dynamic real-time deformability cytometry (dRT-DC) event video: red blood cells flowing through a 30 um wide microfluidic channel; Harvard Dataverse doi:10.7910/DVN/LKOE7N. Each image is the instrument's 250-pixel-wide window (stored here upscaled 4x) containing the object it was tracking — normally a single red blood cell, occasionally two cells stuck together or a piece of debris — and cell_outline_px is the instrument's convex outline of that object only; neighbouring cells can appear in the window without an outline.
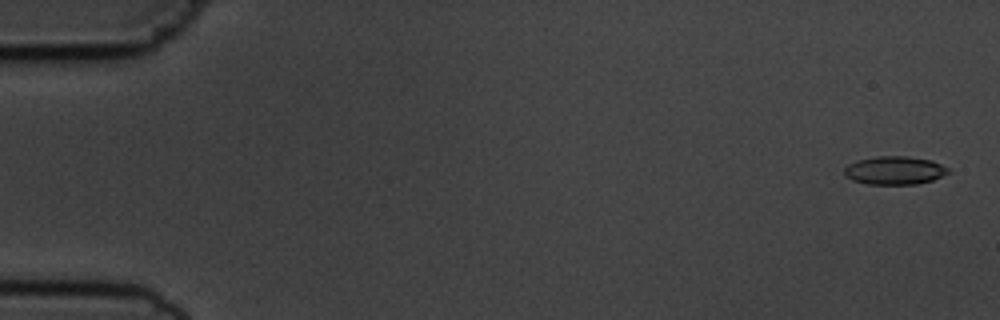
{"species": "common noctule bat (a hibernating species)", "species_latin": "Nyctalus noctula", "temperature_condition": "cold", "stored_images_in_passage": 5, "camera_frame_rate_fps": 3000, "um_per_image_px": 0.085, "animal": {"sex": "male", "body_mass_g": 19.5, "forearm_length_mm": 54.6}, "frame": {"image": 1, "passage_image": 1, "time_ms": 0.0, "image_size_px": [1000, 320], "cell_outline_px": [[952, 172], [932, 180], [916, 184], [868, 184], [852, 180], [844, 176], [844, 168], [848, 164], [856, 160], [876, 156], [908, 156], [932, 160], [948, 168]], "centroid_in_image_um": [76.03, 14.48], "position_along_channel_um": 9.0, "area_um2": 17.28}}
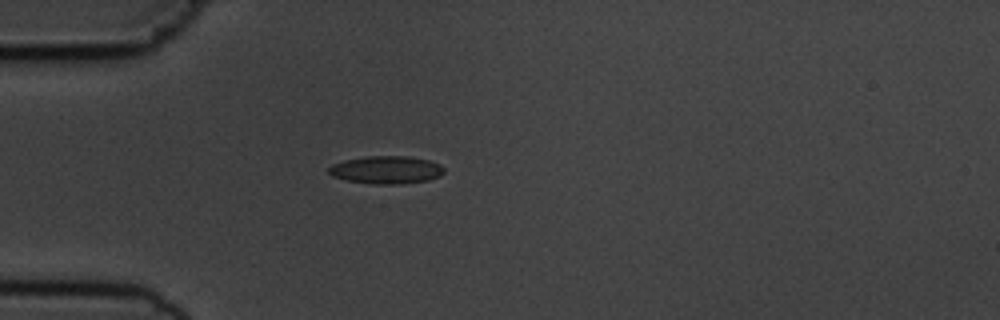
{"frame": {"image": 2, "passage_image": 5, "time_ms": 4.667, "image_size_px": [1000, 320], "cell_outline_px": [[444, 172], [440, 176], [428, 180], [400, 184], [372, 184], [348, 180], [332, 176], [328, 172], [328, 168], [332, 164], [344, 160], [364, 156], [408, 156], [428, 160], [440, 164], [444, 168]], "centroid_in_image_um": [32.83, 14.43], "position_along_channel_um": 52.2, "area_um2": 18.73}}